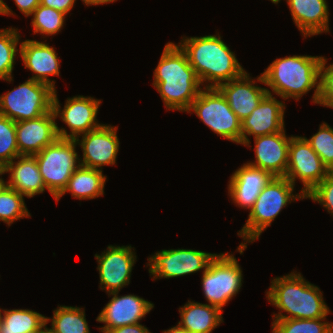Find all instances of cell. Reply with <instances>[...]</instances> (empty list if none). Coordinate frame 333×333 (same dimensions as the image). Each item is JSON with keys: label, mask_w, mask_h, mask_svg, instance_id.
<instances>
[{"label": "cell", "mask_w": 333, "mask_h": 333, "mask_svg": "<svg viewBox=\"0 0 333 333\" xmlns=\"http://www.w3.org/2000/svg\"><path fill=\"white\" fill-rule=\"evenodd\" d=\"M296 272L272 279L266 298L279 309L272 319L326 318L330 309L324 301L323 292Z\"/></svg>", "instance_id": "cell-3"}, {"label": "cell", "mask_w": 333, "mask_h": 333, "mask_svg": "<svg viewBox=\"0 0 333 333\" xmlns=\"http://www.w3.org/2000/svg\"><path fill=\"white\" fill-rule=\"evenodd\" d=\"M2 171L10 175V179L6 181V186L27 198H32L47 190L34 156L21 155L16 157Z\"/></svg>", "instance_id": "cell-23"}, {"label": "cell", "mask_w": 333, "mask_h": 333, "mask_svg": "<svg viewBox=\"0 0 333 333\" xmlns=\"http://www.w3.org/2000/svg\"><path fill=\"white\" fill-rule=\"evenodd\" d=\"M76 147L75 139L58 138L33 155L45 187L54 199L63 192L73 172L80 166Z\"/></svg>", "instance_id": "cell-6"}, {"label": "cell", "mask_w": 333, "mask_h": 333, "mask_svg": "<svg viewBox=\"0 0 333 333\" xmlns=\"http://www.w3.org/2000/svg\"><path fill=\"white\" fill-rule=\"evenodd\" d=\"M101 100L91 96L76 95L67 98L63 109L57 96V90L53 95V111L56 119L60 118L70 133L63 127L57 125V134L62 139H76L78 136L90 132L102 125L98 122L97 113Z\"/></svg>", "instance_id": "cell-10"}, {"label": "cell", "mask_w": 333, "mask_h": 333, "mask_svg": "<svg viewBox=\"0 0 333 333\" xmlns=\"http://www.w3.org/2000/svg\"><path fill=\"white\" fill-rule=\"evenodd\" d=\"M41 333H51V332L45 328Z\"/></svg>", "instance_id": "cell-44"}, {"label": "cell", "mask_w": 333, "mask_h": 333, "mask_svg": "<svg viewBox=\"0 0 333 333\" xmlns=\"http://www.w3.org/2000/svg\"><path fill=\"white\" fill-rule=\"evenodd\" d=\"M117 130V126L102 124L100 127L78 136L75 141L83 152L82 158H79L80 166L103 171L102 167L105 165H116L120 147Z\"/></svg>", "instance_id": "cell-14"}, {"label": "cell", "mask_w": 333, "mask_h": 333, "mask_svg": "<svg viewBox=\"0 0 333 333\" xmlns=\"http://www.w3.org/2000/svg\"><path fill=\"white\" fill-rule=\"evenodd\" d=\"M0 14L1 15H11V16H15V14L13 13V11L11 10V8L8 7V5L3 1L0 0Z\"/></svg>", "instance_id": "cell-40"}, {"label": "cell", "mask_w": 333, "mask_h": 333, "mask_svg": "<svg viewBox=\"0 0 333 333\" xmlns=\"http://www.w3.org/2000/svg\"><path fill=\"white\" fill-rule=\"evenodd\" d=\"M2 311H3V309H0V322H1V319H2Z\"/></svg>", "instance_id": "cell-45"}, {"label": "cell", "mask_w": 333, "mask_h": 333, "mask_svg": "<svg viewBox=\"0 0 333 333\" xmlns=\"http://www.w3.org/2000/svg\"><path fill=\"white\" fill-rule=\"evenodd\" d=\"M163 333H190V332L177 324L176 326L171 327L168 330H164Z\"/></svg>", "instance_id": "cell-41"}, {"label": "cell", "mask_w": 333, "mask_h": 333, "mask_svg": "<svg viewBox=\"0 0 333 333\" xmlns=\"http://www.w3.org/2000/svg\"><path fill=\"white\" fill-rule=\"evenodd\" d=\"M285 107L283 101L267 94L252 113L241 121L242 141L240 144L250 147L251 141L248 136H263L285 129Z\"/></svg>", "instance_id": "cell-16"}, {"label": "cell", "mask_w": 333, "mask_h": 333, "mask_svg": "<svg viewBox=\"0 0 333 333\" xmlns=\"http://www.w3.org/2000/svg\"><path fill=\"white\" fill-rule=\"evenodd\" d=\"M152 85L161 96L166 110L187 112L202 87L186 53L178 44L164 46Z\"/></svg>", "instance_id": "cell-1"}, {"label": "cell", "mask_w": 333, "mask_h": 333, "mask_svg": "<svg viewBox=\"0 0 333 333\" xmlns=\"http://www.w3.org/2000/svg\"><path fill=\"white\" fill-rule=\"evenodd\" d=\"M19 49L24 67L34 73L29 79L45 83L56 91L55 80L49 79V76L60 75V59L55 48L46 41L27 39L20 43Z\"/></svg>", "instance_id": "cell-20"}, {"label": "cell", "mask_w": 333, "mask_h": 333, "mask_svg": "<svg viewBox=\"0 0 333 333\" xmlns=\"http://www.w3.org/2000/svg\"><path fill=\"white\" fill-rule=\"evenodd\" d=\"M75 2L76 0H40V5L54 8L67 15L73 9Z\"/></svg>", "instance_id": "cell-36"}, {"label": "cell", "mask_w": 333, "mask_h": 333, "mask_svg": "<svg viewBox=\"0 0 333 333\" xmlns=\"http://www.w3.org/2000/svg\"><path fill=\"white\" fill-rule=\"evenodd\" d=\"M134 249L131 245H108L106 251L101 255L95 254L100 290H105L110 294L120 292L123 287L130 284L132 269L137 261Z\"/></svg>", "instance_id": "cell-13"}, {"label": "cell", "mask_w": 333, "mask_h": 333, "mask_svg": "<svg viewBox=\"0 0 333 333\" xmlns=\"http://www.w3.org/2000/svg\"><path fill=\"white\" fill-rule=\"evenodd\" d=\"M327 58L322 57L320 66L319 97L317 104L333 108V64L326 66Z\"/></svg>", "instance_id": "cell-35"}, {"label": "cell", "mask_w": 333, "mask_h": 333, "mask_svg": "<svg viewBox=\"0 0 333 333\" xmlns=\"http://www.w3.org/2000/svg\"><path fill=\"white\" fill-rule=\"evenodd\" d=\"M21 156L17 147L16 122L0 114V169Z\"/></svg>", "instance_id": "cell-32"}, {"label": "cell", "mask_w": 333, "mask_h": 333, "mask_svg": "<svg viewBox=\"0 0 333 333\" xmlns=\"http://www.w3.org/2000/svg\"><path fill=\"white\" fill-rule=\"evenodd\" d=\"M191 111L218 136L233 143H241V120L217 87H204L187 113Z\"/></svg>", "instance_id": "cell-8"}, {"label": "cell", "mask_w": 333, "mask_h": 333, "mask_svg": "<svg viewBox=\"0 0 333 333\" xmlns=\"http://www.w3.org/2000/svg\"><path fill=\"white\" fill-rule=\"evenodd\" d=\"M181 39L178 45L186 53L203 87H218L246 72L219 33L200 37L183 36Z\"/></svg>", "instance_id": "cell-2"}, {"label": "cell", "mask_w": 333, "mask_h": 333, "mask_svg": "<svg viewBox=\"0 0 333 333\" xmlns=\"http://www.w3.org/2000/svg\"><path fill=\"white\" fill-rule=\"evenodd\" d=\"M270 1L274 4H278V3H280L281 0H270Z\"/></svg>", "instance_id": "cell-43"}, {"label": "cell", "mask_w": 333, "mask_h": 333, "mask_svg": "<svg viewBox=\"0 0 333 333\" xmlns=\"http://www.w3.org/2000/svg\"><path fill=\"white\" fill-rule=\"evenodd\" d=\"M305 199H311L322 205L333 217V171L317 184L306 196Z\"/></svg>", "instance_id": "cell-34"}, {"label": "cell", "mask_w": 333, "mask_h": 333, "mask_svg": "<svg viewBox=\"0 0 333 333\" xmlns=\"http://www.w3.org/2000/svg\"><path fill=\"white\" fill-rule=\"evenodd\" d=\"M5 173L0 169V176L4 175ZM2 176L0 177V191L6 186V181L3 180Z\"/></svg>", "instance_id": "cell-42"}, {"label": "cell", "mask_w": 333, "mask_h": 333, "mask_svg": "<svg viewBox=\"0 0 333 333\" xmlns=\"http://www.w3.org/2000/svg\"><path fill=\"white\" fill-rule=\"evenodd\" d=\"M292 19L303 37L330 33L326 0H286Z\"/></svg>", "instance_id": "cell-22"}, {"label": "cell", "mask_w": 333, "mask_h": 333, "mask_svg": "<svg viewBox=\"0 0 333 333\" xmlns=\"http://www.w3.org/2000/svg\"><path fill=\"white\" fill-rule=\"evenodd\" d=\"M86 6L103 5L117 0H81Z\"/></svg>", "instance_id": "cell-39"}, {"label": "cell", "mask_w": 333, "mask_h": 333, "mask_svg": "<svg viewBox=\"0 0 333 333\" xmlns=\"http://www.w3.org/2000/svg\"><path fill=\"white\" fill-rule=\"evenodd\" d=\"M285 129L278 133L254 137L255 161L248 165L269 172L273 177H284L288 165L289 143Z\"/></svg>", "instance_id": "cell-18"}, {"label": "cell", "mask_w": 333, "mask_h": 333, "mask_svg": "<svg viewBox=\"0 0 333 333\" xmlns=\"http://www.w3.org/2000/svg\"><path fill=\"white\" fill-rule=\"evenodd\" d=\"M118 294L119 292L108 294L112 298L96 318L97 322L105 324L98 328L102 333L117 327L138 324L154 308L153 303L142 297Z\"/></svg>", "instance_id": "cell-15"}, {"label": "cell", "mask_w": 333, "mask_h": 333, "mask_svg": "<svg viewBox=\"0 0 333 333\" xmlns=\"http://www.w3.org/2000/svg\"><path fill=\"white\" fill-rule=\"evenodd\" d=\"M255 79L246 71L239 78L221 83L217 87L241 121L248 117L268 94L266 88L256 85L257 82L265 85L262 73Z\"/></svg>", "instance_id": "cell-17"}, {"label": "cell", "mask_w": 333, "mask_h": 333, "mask_svg": "<svg viewBox=\"0 0 333 333\" xmlns=\"http://www.w3.org/2000/svg\"><path fill=\"white\" fill-rule=\"evenodd\" d=\"M216 253H207L193 249H162L148 257L150 277L153 280L177 278L180 276L205 271Z\"/></svg>", "instance_id": "cell-11"}, {"label": "cell", "mask_w": 333, "mask_h": 333, "mask_svg": "<svg viewBox=\"0 0 333 333\" xmlns=\"http://www.w3.org/2000/svg\"><path fill=\"white\" fill-rule=\"evenodd\" d=\"M54 92L45 83L27 79L0 95V114L14 122L39 118L53 109Z\"/></svg>", "instance_id": "cell-7"}, {"label": "cell", "mask_w": 333, "mask_h": 333, "mask_svg": "<svg viewBox=\"0 0 333 333\" xmlns=\"http://www.w3.org/2000/svg\"><path fill=\"white\" fill-rule=\"evenodd\" d=\"M329 172L304 136L291 135L285 178L294 186L299 179L303 184L300 192L306 196Z\"/></svg>", "instance_id": "cell-12"}, {"label": "cell", "mask_w": 333, "mask_h": 333, "mask_svg": "<svg viewBox=\"0 0 333 333\" xmlns=\"http://www.w3.org/2000/svg\"><path fill=\"white\" fill-rule=\"evenodd\" d=\"M272 178L269 172L245 163L230 176L228 195L236 206L250 210Z\"/></svg>", "instance_id": "cell-21"}, {"label": "cell", "mask_w": 333, "mask_h": 333, "mask_svg": "<svg viewBox=\"0 0 333 333\" xmlns=\"http://www.w3.org/2000/svg\"><path fill=\"white\" fill-rule=\"evenodd\" d=\"M236 257L231 253H220L210 261L203 271L201 285L209 305L221 311L228 301L242 288L243 273Z\"/></svg>", "instance_id": "cell-9"}, {"label": "cell", "mask_w": 333, "mask_h": 333, "mask_svg": "<svg viewBox=\"0 0 333 333\" xmlns=\"http://www.w3.org/2000/svg\"><path fill=\"white\" fill-rule=\"evenodd\" d=\"M105 333H151L141 323L138 324H131V325H126V326H121L114 328L112 330L106 331Z\"/></svg>", "instance_id": "cell-37"}, {"label": "cell", "mask_w": 333, "mask_h": 333, "mask_svg": "<svg viewBox=\"0 0 333 333\" xmlns=\"http://www.w3.org/2000/svg\"><path fill=\"white\" fill-rule=\"evenodd\" d=\"M106 177L103 171L79 166L70 177L66 188L55 200L58 202L66 192L79 200L100 197L104 195Z\"/></svg>", "instance_id": "cell-25"}, {"label": "cell", "mask_w": 333, "mask_h": 333, "mask_svg": "<svg viewBox=\"0 0 333 333\" xmlns=\"http://www.w3.org/2000/svg\"><path fill=\"white\" fill-rule=\"evenodd\" d=\"M311 148L319 155L323 164L329 171H333V128L323 122L319 125L318 132L307 139Z\"/></svg>", "instance_id": "cell-33"}, {"label": "cell", "mask_w": 333, "mask_h": 333, "mask_svg": "<svg viewBox=\"0 0 333 333\" xmlns=\"http://www.w3.org/2000/svg\"><path fill=\"white\" fill-rule=\"evenodd\" d=\"M33 15V16H32ZM32 16L31 26L33 33H40L43 38L58 34L65 24L66 14L54 8L38 5L30 14Z\"/></svg>", "instance_id": "cell-30"}, {"label": "cell", "mask_w": 333, "mask_h": 333, "mask_svg": "<svg viewBox=\"0 0 333 333\" xmlns=\"http://www.w3.org/2000/svg\"><path fill=\"white\" fill-rule=\"evenodd\" d=\"M58 138L53 109L39 118L16 122V139L20 155L33 156Z\"/></svg>", "instance_id": "cell-19"}, {"label": "cell", "mask_w": 333, "mask_h": 333, "mask_svg": "<svg viewBox=\"0 0 333 333\" xmlns=\"http://www.w3.org/2000/svg\"><path fill=\"white\" fill-rule=\"evenodd\" d=\"M295 186L285 177H273L261 190L253 207L250 209L245 225L237 235L243 239L237 247L240 255L247 248V243H253L279 215L284 207L296 200L305 199L299 193H293Z\"/></svg>", "instance_id": "cell-5"}, {"label": "cell", "mask_w": 333, "mask_h": 333, "mask_svg": "<svg viewBox=\"0 0 333 333\" xmlns=\"http://www.w3.org/2000/svg\"><path fill=\"white\" fill-rule=\"evenodd\" d=\"M181 320L178 325L190 333H212L223 321L219 308L188 300L179 308Z\"/></svg>", "instance_id": "cell-24"}, {"label": "cell", "mask_w": 333, "mask_h": 333, "mask_svg": "<svg viewBox=\"0 0 333 333\" xmlns=\"http://www.w3.org/2000/svg\"><path fill=\"white\" fill-rule=\"evenodd\" d=\"M19 29L9 27L6 29H0V80L14 81L12 72L15 65V59L17 52V46L21 38Z\"/></svg>", "instance_id": "cell-28"}, {"label": "cell", "mask_w": 333, "mask_h": 333, "mask_svg": "<svg viewBox=\"0 0 333 333\" xmlns=\"http://www.w3.org/2000/svg\"><path fill=\"white\" fill-rule=\"evenodd\" d=\"M14 2L25 17H30V14L40 4V0H14Z\"/></svg>", "instance_id": "cell-38"}, {"label": "cell", "mask_w": 333, "mask_h": 333, "mask_svg": "<svg viewBox=\"0 0 333 333\" xmlns=\"http://www.w3.org/2000/svg\"><path fill=\"white\" fill-rule=\"evenodd\" d=\"M24 195L16 190L5 186L0 191V221L11 226L13 222L31 217L24 201Z\"/></svg>", "instance_id": "cell-31"}, {"label": "cell", "mask_w": 333, "mask_h": 333, "mask_svg": "<svg viewBox=\"0 0 333 333\" xmlns=\"http://www.w3.org/2000/svg\"><path fill=\"white\" fill-rule=\"evenodd\" d=\"M323 56L293 55L275 59L262 73L268 94L298 101L314 90L312 102L319 97L320 66Z\"/></svg>", "instance_id": "cell-4"}, {"label": "cell", "mask_w": 333, "mask_h": 333, "mask_svg": "<svg viewBox=\"0 0 333 333\" xmlns=\"http://www.w3.org/2000/svg\"><path fill=\"white\" fill-rule=\"evenodd\" d=\"M46 317L30 309H3L0 333H41Z\"/></svg>", "instance_id": "cell-26"}, {"label": "cell", "mask_w": 333, "mask_h": 333, "mask_svg": "<svg viewBox=\"0 0 333 333\" xmlns=\"http://www.w3.org/2000/svg\"><path fill=\"white\" fill-rule=\"evenodd\" d=\"M318 319H273L272 333H333V323Z\"/></svg>", "instance_id": "cell-29"}, {"label": "cell", "mask_w": 333, "mask_h": 333, "mask_svg": "<svg viewBox=\"0 0 333 333\" xmlns=\"http://www.w3.org/2000/svg\"><path fill=\"white\" fill-rule=\"evenodd\" d=\"M85 308L61 305L53 310V317H46V324L51 321V333H90L85 318Z\"/></svg>", "instance_id": "cell-27"}]
</instances>
